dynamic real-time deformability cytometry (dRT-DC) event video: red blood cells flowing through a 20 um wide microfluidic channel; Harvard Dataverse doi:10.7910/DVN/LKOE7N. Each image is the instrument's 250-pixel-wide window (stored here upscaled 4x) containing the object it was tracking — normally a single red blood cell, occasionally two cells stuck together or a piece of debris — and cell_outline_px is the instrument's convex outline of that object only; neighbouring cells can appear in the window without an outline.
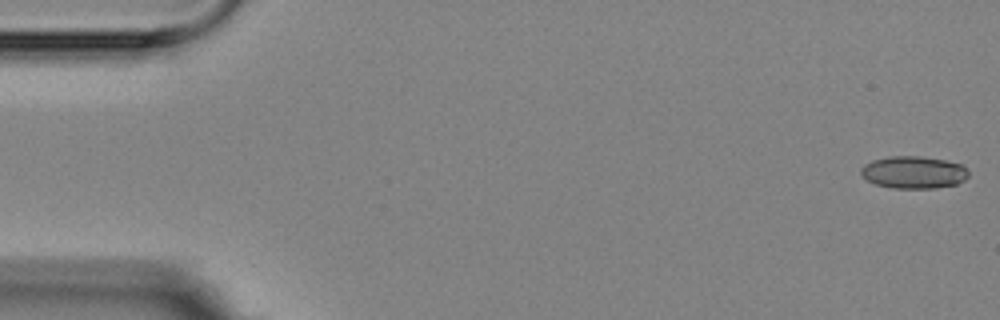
{"species": "Egyptian fruit bat (a non-hibernating species)", "species_latin": "Rousettus aegyptiacus", "temperature_condition": "room temperature", "stored_images_in_passage": 6, "camera_frame_rate_fps": 3000, "um_per_image_px": 0.085, "animal": {"sex": "female"}, "frame": {"image": 1, "passage_image": 1, "time_ms": 0.0, "image_size_px": [1000, 320], "cell_outline_px": [[968, 176], [964, 180], [956, 184], [936, 188], [892, 188], [876, 184], [868, 180], [860, 172], [860, 168], [864, 164], [872, 160], [888, 156], [920, 156], [944, 160], [964, 164], [968, 172]], "centroid_in_image_um": [77.67, 14.64], "position_along_channel_um": 7.3, "area_um2": 20.35}}
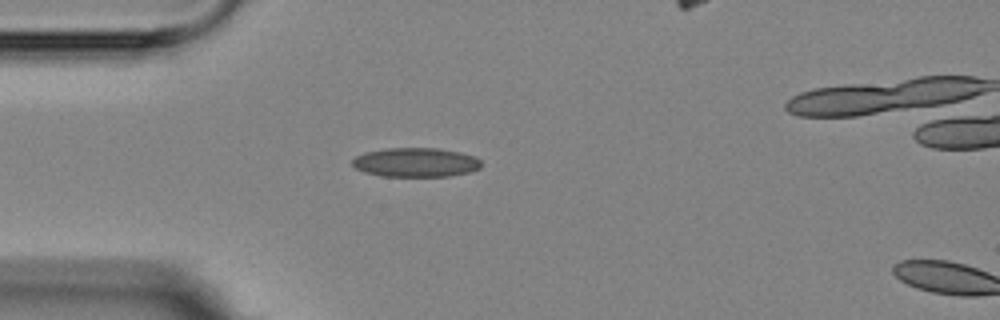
{"frame": {"image": 2, "passage_image": 5, "time_ms": 4.667, "image_size_px": [1000, 320], "cell_outline_px": [[480, 168], [472, 172], [448, 176], [380, 176], [364, 172], [356, 168], [352, 164], [352, 160], [356, 156], [364, 152], [388, 148], [440, 148], [460, 152], [472, 156], [480, 160]], "centroid_in_image_um": [35.33, 13.8], "position_along_channel_um": 49.7, "area_um2": 21.96}}